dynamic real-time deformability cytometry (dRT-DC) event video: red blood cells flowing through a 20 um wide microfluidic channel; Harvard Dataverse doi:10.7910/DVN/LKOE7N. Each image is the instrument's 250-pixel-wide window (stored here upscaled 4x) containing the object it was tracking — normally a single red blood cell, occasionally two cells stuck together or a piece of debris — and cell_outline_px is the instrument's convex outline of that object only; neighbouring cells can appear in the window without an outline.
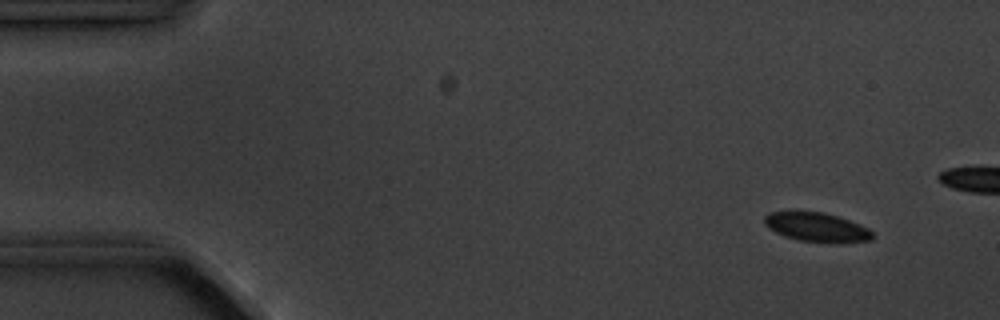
{"species": "common noctule bat (a hibernating species)", "species_latin": "Nyctalus noctula", "temperature_condition": "cold", "stored_images_in_passage": 5, "camera_frame_rate_fps": 3000, "um_per_image_px": 0.085, "animal": {"sex": "male", "body_mass_g": 20.1, "forearm_length_mm": 53.5}, "frame": {"image": 1, "passage_image": 1, "time_ms": 0.0, "image_size_px": [1000, 320], "cell_outline_px": [[876, 236], [872, 240], [840, 244], [800, 240], [784, 236], [768, 228], [764, 224], [764, 216], [768, 212], [820, 212], [836, 216], [848, 220], [868, 228]], "centroid_in_image_um": [69.45, 19.34], "position_along_channel_um": 15.5, "area_um2": 18.38}}